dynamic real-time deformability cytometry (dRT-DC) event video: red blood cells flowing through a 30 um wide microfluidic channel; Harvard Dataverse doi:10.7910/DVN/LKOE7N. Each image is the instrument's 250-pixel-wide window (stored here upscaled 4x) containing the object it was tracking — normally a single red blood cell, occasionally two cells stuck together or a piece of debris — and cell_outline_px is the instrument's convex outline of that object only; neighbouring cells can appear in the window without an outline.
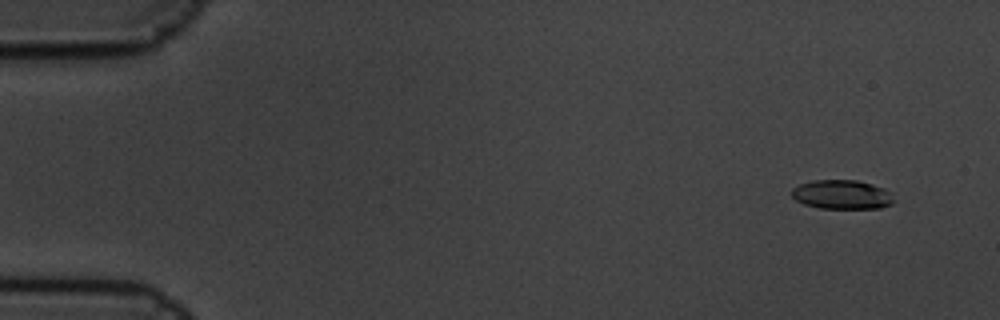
{"species": "common noctule bat (a hibernating species)", "species_latin": "Nyctalus noctula", "temperature_condition": "cold", "stored_images_in_passage": 6, "camera_frame_rate_fps": 3000, "um_per_image_px": 0.085, "animal": {"sex": "male", "body_mass_g": 19.5, "forearm_length_mm": 54.6}, "frame": {"image": 1, "passage_image": 2, "time_ms": 0.333, "image_size_px": [1000, 320], "cell_outline_px": [[896, 200], [892, 204], [880, 208], [820, 208], [804, 204], [796, 200], [792, 196], [792, 188], [800, 184], [812, 180], [856, 180], [872, 184], [884, 188], [892, 192]], "centroid_in_image_um": [71.61, 16.53], "position_along_channel_um": 13.4, "area_um2": 17.51}}
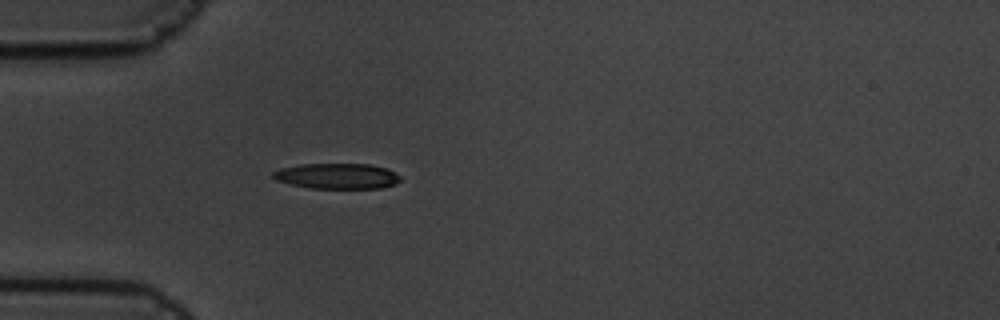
{"frame": {"image": 2, "passage_image": 6, "time_ms": 1.667, "image_size_px": [1000, 320], "cell_outline_px": [[400, 180], [396, 184], [384, 188], [308, 188], [276, 180], [272, 176], [272, 172], [280, 168], [300, 164], [368, 164], [388, 168], [396, 172], [400, 176]], "centroid_in_image_um": [28.68, 14.96], "position_along_channel_um": 56.3, "area_um2": 19.07}}